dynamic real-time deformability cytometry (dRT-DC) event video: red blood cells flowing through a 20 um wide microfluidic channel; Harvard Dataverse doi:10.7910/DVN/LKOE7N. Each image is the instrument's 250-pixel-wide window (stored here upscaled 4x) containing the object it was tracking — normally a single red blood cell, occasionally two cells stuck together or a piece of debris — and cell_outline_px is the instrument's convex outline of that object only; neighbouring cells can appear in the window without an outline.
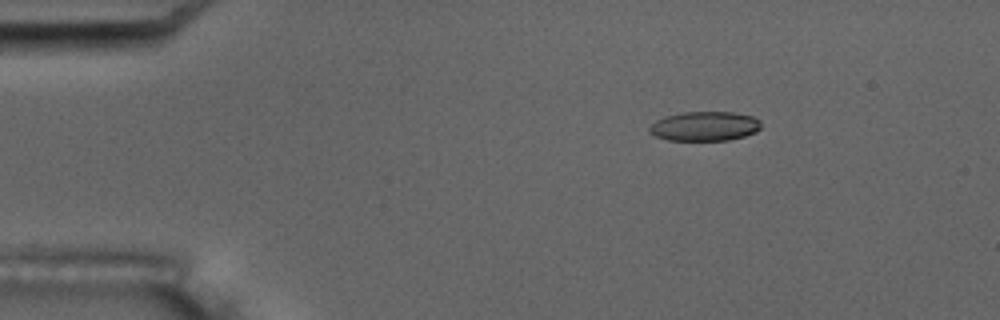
{"species": "common noctule bat (a hibernating species)", "species_latin": "Nyctalus noctula", "temperature_condition": "room temperature", "stored_images_in_passage": 3, "camera_frame_rate_fps": 3000, "um_per_image_px": 0.085, "animal": {"sex": "male", "body_mass_g": 17.5, "forearm_length_mm": 52.3}, "frame": {"image": 1, "passage_image": 1, "time_ms": 0.0, "image_size_px": [1000, 320], "cell_outline_px": [[760, 128], [756, 132], [744, 136], [728, 140], [668, 140], [656, 136], [648, 132], [648, 128], [656, 120], [664, 116], [684, 112], [732, 112], [752, 116], [760, 120]], "centroid_in_image_um": [59.88, 10.72], "position_along_channel_um": 25.1, "area_um2": 19.13}}